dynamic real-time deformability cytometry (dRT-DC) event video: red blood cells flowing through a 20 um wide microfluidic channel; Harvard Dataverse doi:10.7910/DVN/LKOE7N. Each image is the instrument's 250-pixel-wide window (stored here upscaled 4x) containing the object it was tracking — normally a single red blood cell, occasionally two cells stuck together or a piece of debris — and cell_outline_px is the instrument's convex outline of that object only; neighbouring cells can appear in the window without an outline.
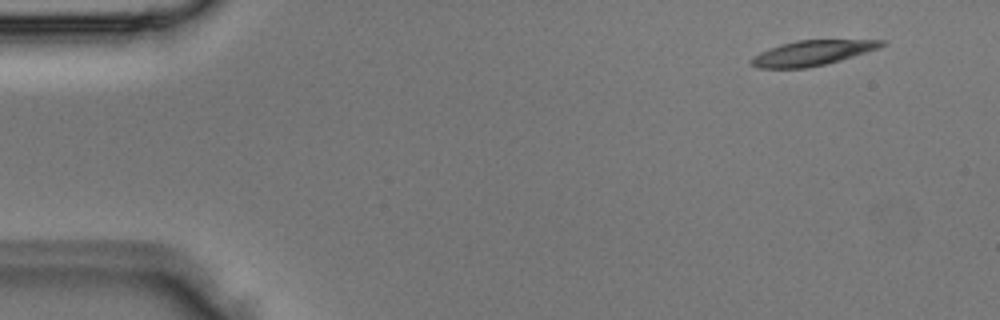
{"species": "Egyptian fruit bat (a non-hibernating species)", "species_latin": "Rousettus aegyptiacus", "temperature_condition": "room temperature", "stored_images_in_passage": 3, "camera_frame_rate_fps": 3000, "um_per_image_px": 0.085, "animal": {"sex": "male"}, "frame": {"image": 1, "passage_image": 1, "time_ms": 0.0, "image_size_px": [1000, 320], "cell_outline_px": [[884, 44], [876, 48], [840, 60], [808, 68], [756, 68], [748, 60], [752, 56], [768, 48], [780, 44], [796, 40], [884, 40]], "centroid_in_image_um": [68.91, 4.5], "position_along_channel_um": 16.1, "area_um2": 18.79}}
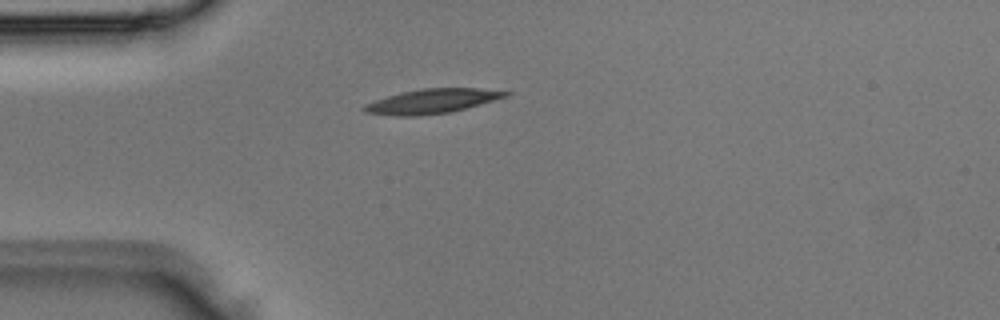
{"frame": {"image": 2, "passage_image": 3, "time_ms": 0.667, "image_size_px": [1000, 320], "cell_outline_px": [[512, 92], [508, 96], [480, 104], [448, 112], [416, 116], [400, 116], [364, 112], [360, 108], [364, 104], [388, 96], [404, 92], [424, 88], [476, 88]], "centroid_in_image_um": [36.7, 8.6], "position_along_channel_um": 48.3, "area_um2": 19.77}}